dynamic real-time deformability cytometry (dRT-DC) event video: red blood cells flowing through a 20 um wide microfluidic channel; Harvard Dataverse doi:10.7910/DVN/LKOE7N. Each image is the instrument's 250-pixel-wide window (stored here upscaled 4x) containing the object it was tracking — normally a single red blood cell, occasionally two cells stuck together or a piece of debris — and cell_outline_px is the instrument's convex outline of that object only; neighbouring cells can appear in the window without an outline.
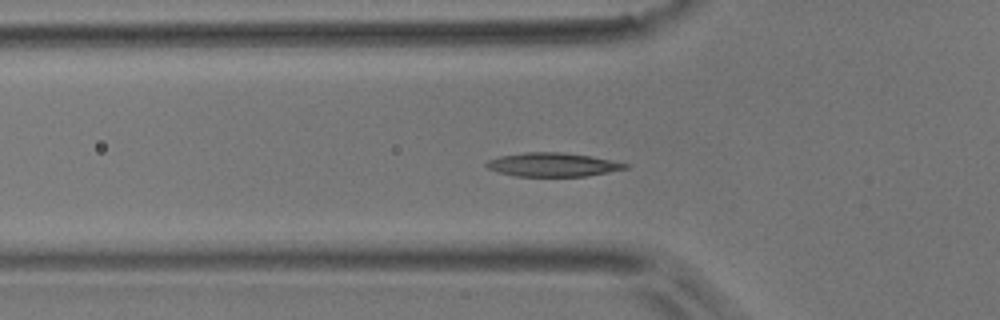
{"species": "common noctule bat (a hibernating species)", "species_latin": "Nyctalus noctula", "temperature_condition": "room temperature", "stored_images_in_passage": 52, "camera_frame_rate_fps": 3000, "um_per_image_px": 0.085, "animal": {"sex": "male", "body_mass_g": 17.9}, "frame": {"image": 1, "passage_image": 17, "time_ms": 5.333, "image_size_px": [1000, 320], "cell_outline_px": [[632, 164], [628, 168], [588, 176], [516, 176], [500, 172], [488, 168], [484, 164], [488, 160], [500, 156], [524, 152], [564, 152], [592, 156]], "centroid_in_image_um": [47.03, 13.99], "position_along_channel_um": 78.8, "area_um2": 19.31}}
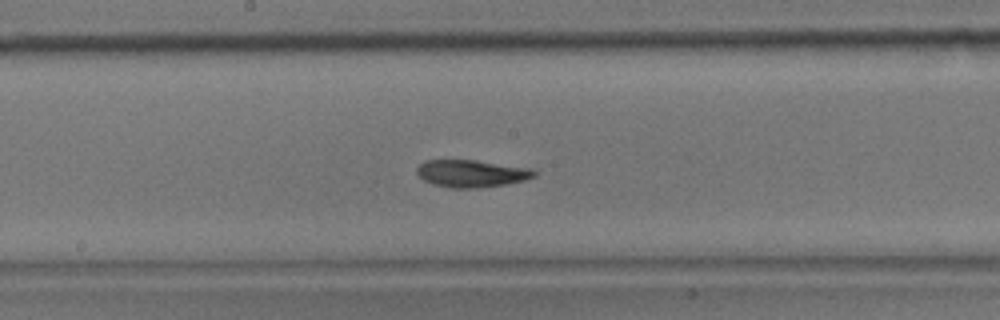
{"frame": {"image": 2, "passage_image": 27, "time_ms": 8.667, "image_size_px": [1000, 320], "cell_outline_px": [[536, 176], [524, 180], [504, 184], [476, 188], [452, 188], [436, 184], [424, 180], [416, 172], [416, 168], [420, 164], [428, 160], [476, 160], [532, 168], [536, 172]], "centroid_in_image_um": [40.1, 14.73], "position_along_channel_um": 208.1, "area_um2": 18.5}}
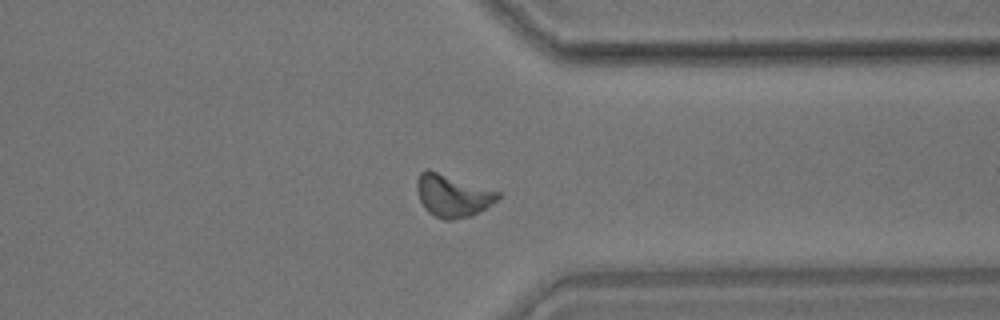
{"frame": {"image": 3, "passage_image": 40, "time_ms": 13.0, "image_size_px": [1000, 320], "cell_outline_px": [[500, 196], [496, 200], [472, 216], [452, 220], [444, 220], [428, 212], [424, 208], [416, 192], [416, 180], [420, 172], [428, 168], [500, 192]], "centroid_in_image_um": [38.42, 16.61], "position_along_channel_um": 373.0, "area_um2": 20.06}, "authors_computed_cell_mechanics": {"area_um2": 18.8139, "velocity_mm_per_s": 3.8702, "shape_relaxation_time_tau1_ms": 4.5251, "shape_relaxation_time_tau2_ms": 2.8071, "deformation_change_tau1": 0.1232, "deformation_change_tau2": 0.0816}}